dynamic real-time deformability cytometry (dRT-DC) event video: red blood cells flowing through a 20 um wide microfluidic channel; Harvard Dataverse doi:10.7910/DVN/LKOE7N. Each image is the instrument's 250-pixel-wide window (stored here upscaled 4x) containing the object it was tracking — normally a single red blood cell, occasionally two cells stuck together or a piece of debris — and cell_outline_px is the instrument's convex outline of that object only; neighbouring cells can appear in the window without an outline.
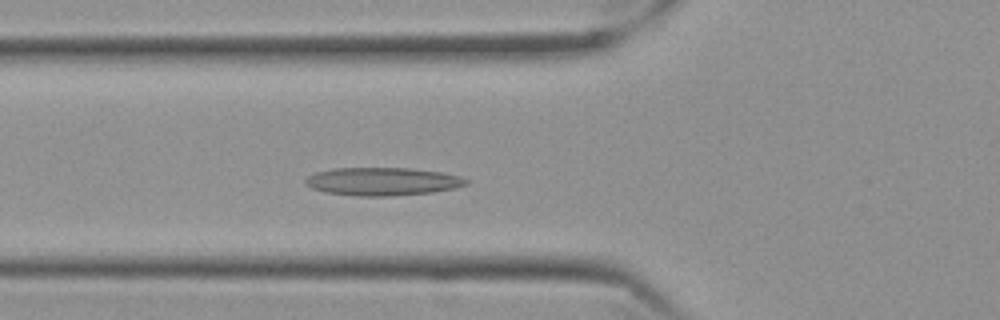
{"species": "Egyptian fruit bat (a non-hibernating species)", "species_latin": "Rousettus aegyptiacus", "temperature_condition": "cold", "stored_images_in_passage": 55, "camera_frame_rate_fps": 3000, "um_per_image_px": 0.085, "frame": {"image": 1, "passage_image": 18, "time_ms": 5.667, "image_size_px": [1000, 320], "cell_outline_px": [[468, 184], [456, 188], [432, 192], [392, 196], [356, 196], [324, 192], [312, 188], [304, 184], [304, 180], [308, 176], [316, 172], [336, 168], [408, 168], [440, 172], [460, 176], [468, 180]], "centroid_in_image_um": [32.5, 15.43], "position_along_channel_um": 93.3, "area_um2": 26.3}}
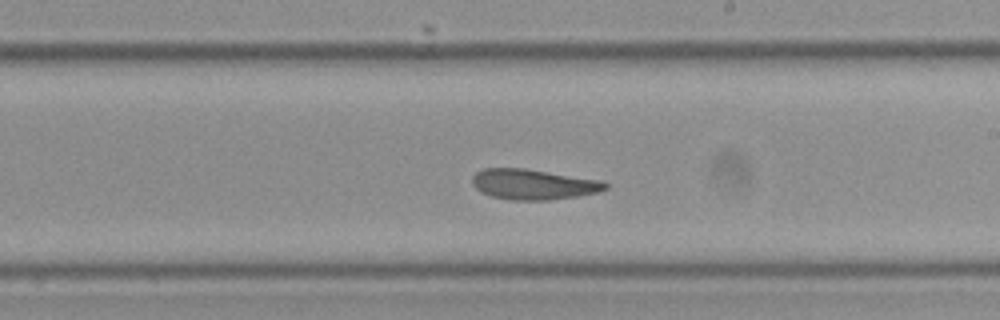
{"frame": {"image": 2, "passage_image": 31, "time_ms": 10.0, "image_size_px": [1000, 320], "cell_outline_px": [[608, 188], [596, 192], [580, 196], [548, 200], [512, 200], [492, 196], [476, 188], [472, 184], [472, 176], [476, 172], [484, 168], [524, 168], [600, 180], [608, 184]], "centroid_in_image_um": [45.33, 15.66], "position_along_channel_um": 243.7, "area_um2": 23.41}}
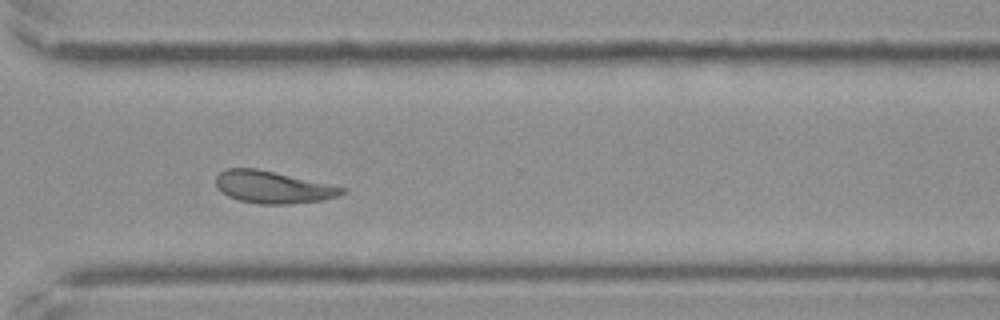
{"frame": {"image": 3, "passage_image": 40, "time_ms": 13.0, "image_size_px": [1000, 320], "cell_outline_px": [[348, 188], [344, 192], [336, 196], [324, 200], [288, 204], [260, 204], [240, 200], [228, 196], [216, 184], [216, 176], [224, 168], [256, 168]], "centroid_in_image_um": [23.2, 15.9], "position_along_channel_um": 347.4, "area_um2": 23.41}, "authors_computed_cell_mechanics": {"area_um2": 24.1026, "velocity_mm_per_s": 3.4586, "shape_relaxation_time_tau1_ms": null, "shape_relaxation_time_tau2_ms": 4.2006, "deformation_change_tau1": null, "deformation_change_tau2": 0.1035}}